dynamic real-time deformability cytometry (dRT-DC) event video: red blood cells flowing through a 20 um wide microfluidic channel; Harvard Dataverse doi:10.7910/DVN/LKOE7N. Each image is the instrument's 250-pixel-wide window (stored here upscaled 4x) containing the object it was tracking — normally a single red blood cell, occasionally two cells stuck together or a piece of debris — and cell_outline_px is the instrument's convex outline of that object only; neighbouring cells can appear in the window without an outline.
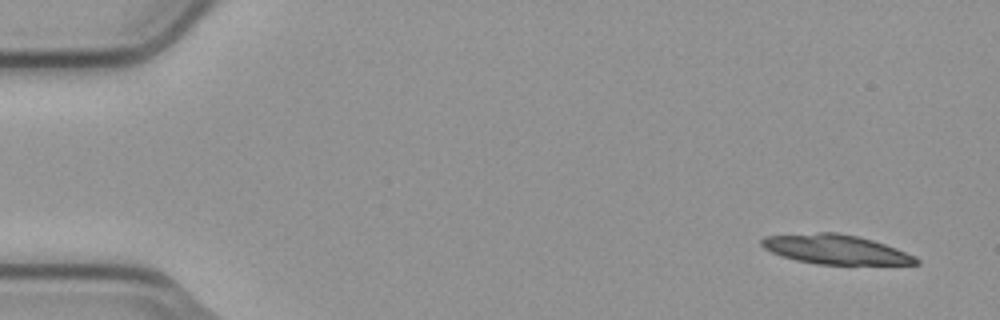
{"species": "common noctule bat (a hibernating species)", "species_latin": "Nyctalus noctula", "temperature_condition": "cold", "stored_images_in_passage": 4, "camera_frame_rate_fps": 3000, "um_per_image_px": 0.085, "animal": {"sex": "male", "body_mass_g": 23.1, "forearm_length_mm": 52.7}, "frame": {"image": 1, "passage_image": 1, "time_ms": 0.0, "image_size_px": [1000, 320], "cell_outline_px": [[920, 264], [816, 264], [796, 260], [780, 256], [764, 248], [760, 244], [760, 240], [764, 236], [820, 232], [836, 232], [856, 236], [872, 240], [896, 248], [916, 256], [920, 260]], "centroid_in_image_um": [71.01, 21.2], "position_along_channel_um": 14.0, "area_um2": 26.41}}